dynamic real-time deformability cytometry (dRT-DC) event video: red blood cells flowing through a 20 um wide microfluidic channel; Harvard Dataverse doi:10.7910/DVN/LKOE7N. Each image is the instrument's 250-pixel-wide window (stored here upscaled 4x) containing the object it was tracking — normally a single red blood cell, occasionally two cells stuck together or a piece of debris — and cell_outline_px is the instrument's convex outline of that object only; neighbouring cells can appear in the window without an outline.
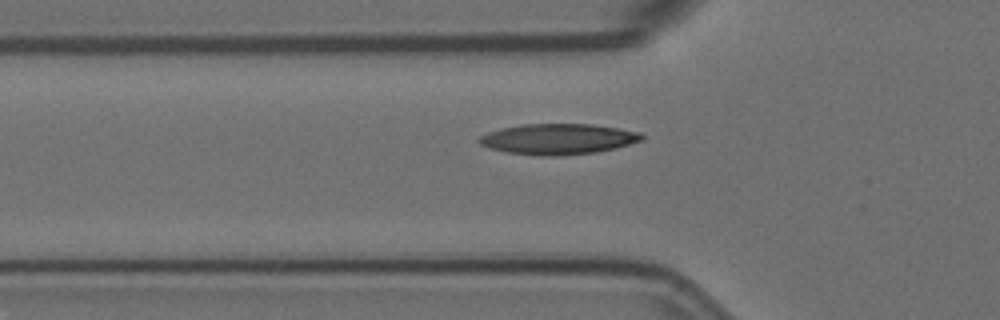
{"species": "Egyptian fruit bat (a non-hibernating species)", "species_latin": "Rousettus aegyptiacus", "temperature_condition": "room temperature", "stored_images_in_passage": 5, "segment_of_instrument_passage": [2, 2], "camera_frame_rate_fps": 3000, "um_per_image_px": 0.085, "animal": {"sex": "female"}, "frame": {"image": 1, "passage_image": 5, "time_ms": 1.333, "image_size_px": [1000, 320], "cell_outline_px": [[644, 140], [616, 148], [596, 152], [556, 156], [540, 156], [504, 152], [488, 148], [480, 144], [476, 140], [480, 136], [488, 132], [500, 128], [520, 124], [592, 124], [640, 132], [644, 136]], "centroid_in_image_um": [47.4, 11.82], "position_along_channel_um": 78.4, "area_um2": 29.3}}